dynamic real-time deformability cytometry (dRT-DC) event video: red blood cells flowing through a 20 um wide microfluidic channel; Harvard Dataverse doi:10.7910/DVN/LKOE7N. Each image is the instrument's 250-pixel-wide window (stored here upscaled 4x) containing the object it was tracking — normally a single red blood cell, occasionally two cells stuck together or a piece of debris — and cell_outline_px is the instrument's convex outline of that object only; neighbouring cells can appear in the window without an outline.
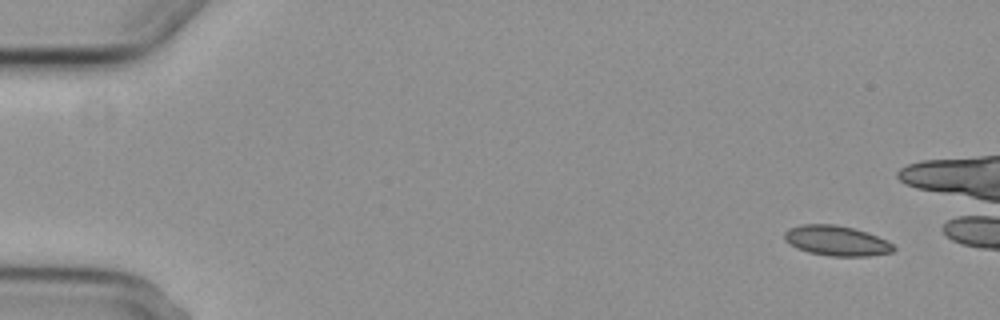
{"species": "common noctule bat (a hibernating species)", "species_latin": "Nyctalus noctula", "temperature_condition": "cold", "stored_images_in_passage": 7, "segment_of_instrument_passage": [1, 2], "camera_frame_rate_fps": 3000, "um_per_image_px": 0.085, "animal": {"sex": "female", "body_mass_g": 29.2, "forearm_length_mm": 56.3}, "frame": {"image": 1, "passage_image": 1, "time_ms": 0.0, "image_size_px": [1000, 320], "cell_outline_px": [[896, 248], [892, 252], [868, 256], [828, 256], [808, 252], [796, 248], [784, 240], [784, 232], [788, 228], [800, 224], [836, 224], [868, 232], [888, 240]], "centroid_in_image_um": [71.09, 20.45], "position_along_channel_um": 13.9, "area_um2": 19.36}}
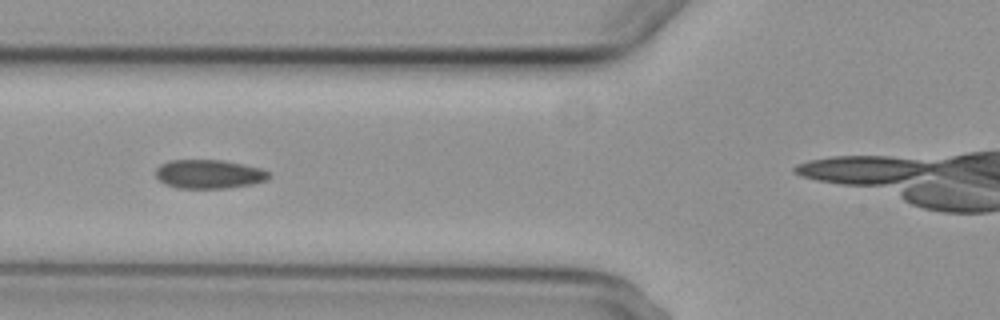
{"frame": {"image": 2, "passage_image": 6, "time_ms": 6.0, "image_size_px": [1000, 320], "cell_outline_px": [[272, 176], [268, 180], [252, 184], [228, 188], [176, 188], [164, 184], [156, 176], [156, 168], [160, 164], [168, 160], [224, 160], [260, 168], [268, 172]], "centroid_in_image_um": [17.76, 14.8], "position_along_channel_um": 108.0, "area_um2": 19.19}}